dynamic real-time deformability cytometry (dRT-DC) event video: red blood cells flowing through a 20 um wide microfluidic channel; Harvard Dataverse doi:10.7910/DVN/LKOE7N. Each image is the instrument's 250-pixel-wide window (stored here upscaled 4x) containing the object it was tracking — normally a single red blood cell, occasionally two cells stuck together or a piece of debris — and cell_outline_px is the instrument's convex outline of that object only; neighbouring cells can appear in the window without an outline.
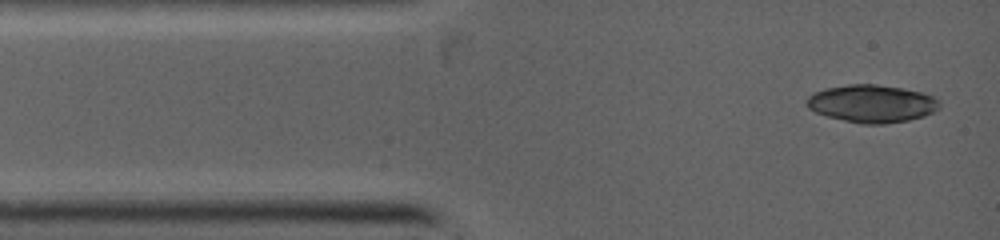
{"species": "common noctule bat (a hibernating species)", "species_latin": "Nyctalus noctula", "temperature_condition": "warm", "stored_images_in_passage": 2, "camera_frame_rate_fps": 5000, "um_per_image_px": 0.085, "animal": {"sex": "female", "body_mass_g": 19.0, "forearm_length_mm": 53.3}, "frame": {"image": 1, "passage_image": 1, "time_ms": 0.0, "image_size_px": [1000, 240], "cell_outline_px": [[940, 108], [924, 116], [908, 120], [884, 124], [860, 124], [828, 116], [816, 112], [808, 108], [804, 100], [808, 96], [824, 88], [848, 84], [876, 84], [904, 88], [920, 92], [932, 96], [940, 100]], "centroid_in_image_um": [74.1, 8.8], "position_along_channel_um": 10.9, "area_um2": 29.25}}